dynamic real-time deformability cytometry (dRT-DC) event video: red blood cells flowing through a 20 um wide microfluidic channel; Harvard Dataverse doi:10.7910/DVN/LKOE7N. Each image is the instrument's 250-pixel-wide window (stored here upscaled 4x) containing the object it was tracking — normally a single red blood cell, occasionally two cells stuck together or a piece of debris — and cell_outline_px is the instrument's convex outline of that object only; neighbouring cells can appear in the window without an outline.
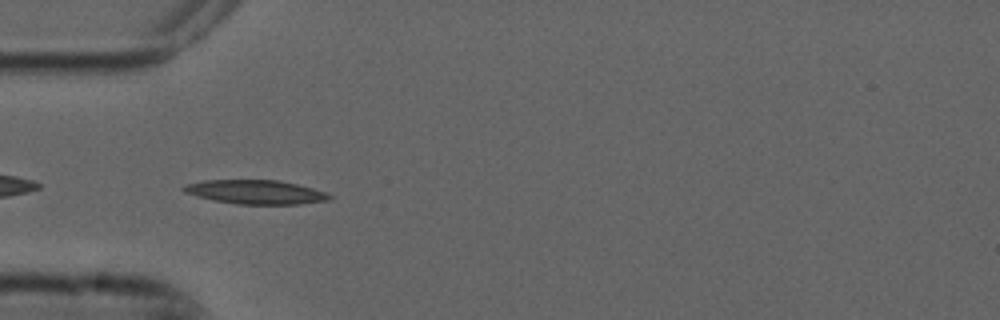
{"species": "common noctule bat (a hibernating species)", "species_latin": "Nyctalus noctula", "temperature_condition": "cold", "stored_images_in_passage": 6, "camera_frame_rate_fps": 3000, "um_per_image_px": 0.085, "animal": {"sex": "male", "forearm_length_mm": 52.5}, "frame": {"image": 1, "passage_image": 5, "time_ms": 1.333, "image_size_px": [1000, 320], "cell_outline_px": [[332, 196], [328, 200], [296, 204], [236, 204], [212, 200], [196, 196], [184, 192], [180, 188], [184, 184], [204, 180], [280, 180], [328, 192]], "centroid_in_image_um": [21.68, 16.32], "position_along_channel_um": 63.3, "area_um2": 20.46}}
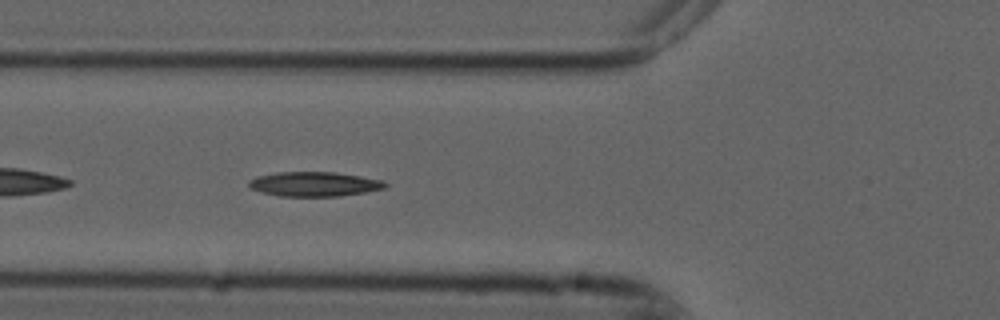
{"frame": {"image": 2, "passage_image": 6, "time_ms": 1.667, "image_size_px": [1000, 320], "cell_outline_px": [[388, 184], [384, 188], [364, 192], [340, 196], [280, 196], [264, 192], [252, 188], [248, 184], [248, 180], [256, 176], [276, 172], [336, 172], [384, 180]], "centroid_in_image_um": [26.72, 15.63], "position_along_channel_um": 99.1, "area_um2": 19.42}}